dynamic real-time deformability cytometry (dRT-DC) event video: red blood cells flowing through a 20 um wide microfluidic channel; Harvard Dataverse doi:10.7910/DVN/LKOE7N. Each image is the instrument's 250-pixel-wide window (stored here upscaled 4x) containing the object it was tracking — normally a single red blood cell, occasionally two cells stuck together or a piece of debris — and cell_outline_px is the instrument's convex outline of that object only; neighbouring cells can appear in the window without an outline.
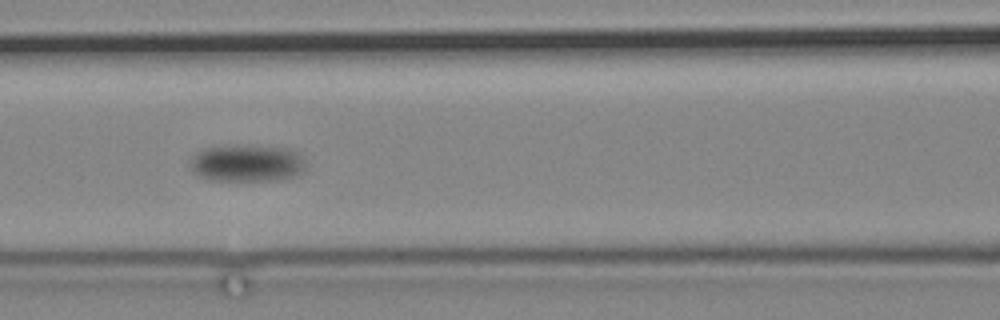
{"species": "common noctule bat (a hibernating species)", "species_latin": "Nyctalus noctula", "temperature_condition": "cold", "stored_images_in_passage": 5, "camera_frame_rate_fps": 3000, "um_per_image_px": 0.085, "animal": {"sex": "male", "body_mass_g": 19.2, "forearm_length_mm": 51.8}, "frame": {"image": 1, "passage_image": 4, "time_ms": 4.0, "image_size_px": [1000, 320], "cell_outline_px": [[304, 172], [300, 176], [280, 180], [208, 180], [192, 172], [192, 156], [196, 152], [204, 148], [228, 144], [236, 144], [292, 148], [300, 152], [304, 160]], "centroid_in_image_um": [21.05, 13.85], "position_along_channel_um": 145.6, "area_um2": 25.72}}
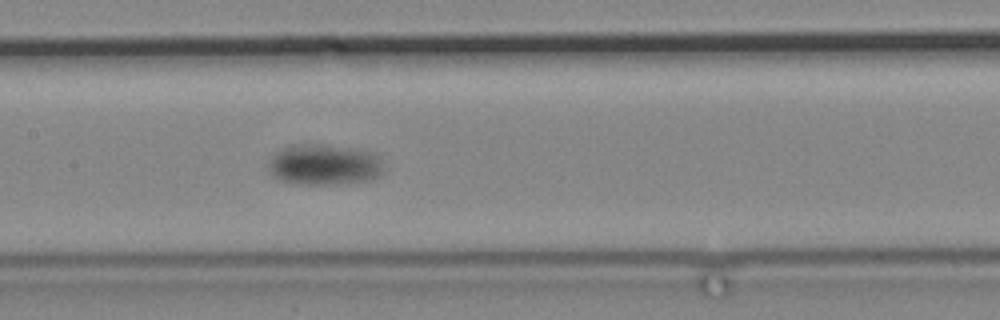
{"frame": {"image": 2, "passage_image": 5, "time_ms": 5.333, "image_size_px": [1000, 320], "cell_outline_px": [[380, 176], [368, 180], [340, 184], [308, 184], [276, 180], [268, 172], [264, 164], [276, 152], [284, 148], [320, 144], [352, 148], [376, 152], [380, 156]], "centroid_in_image_um": [27.51, 14.01], "position_along_channel_um": 179.9, "area_um2": 27.34}}